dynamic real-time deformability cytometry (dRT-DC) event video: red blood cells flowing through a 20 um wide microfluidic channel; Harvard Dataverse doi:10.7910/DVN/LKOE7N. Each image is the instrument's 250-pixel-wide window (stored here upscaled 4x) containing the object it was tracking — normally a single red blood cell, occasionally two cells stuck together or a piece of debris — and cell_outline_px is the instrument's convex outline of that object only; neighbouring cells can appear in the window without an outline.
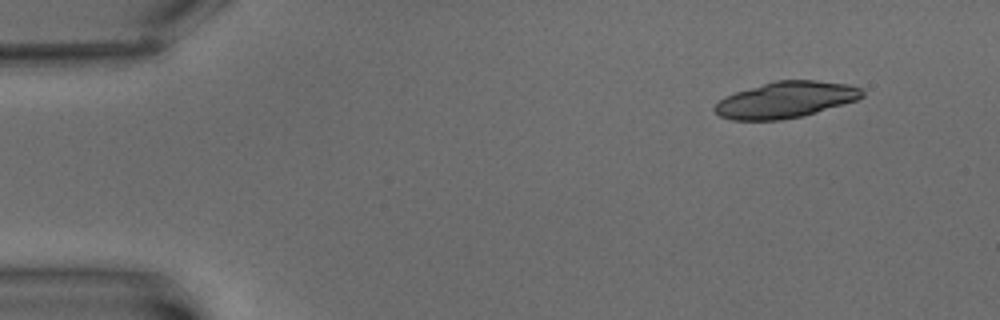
{"species": "common noctule bat (a hibernating species)", "species_latin": "Nyctalus noctula", "temperature_condition": "warm", "stored_images_in_passage": 5, "camera_frame_rate_fps": 3000, "um_per_image_px": 0.085, "animal": {"sex": "male", "body_mass_g": 15.6}, "frame": {"image": 1, "passage_image": 1, "time_ms": 0.0, "image_size_px": [1000, 320], "cell_outline_px": [[864, 96], [856, 100], [804, 116], [780, 120], [732, 120], [720, 116], [712, 108], [724, 96], [736, 92], [776, 80], [816, 80], [848, 84], [860, 88], [864, 92]], "centroid_in_image_um": [66.78, 8.48], "position_along_channel_um": 18.2, "area_um2": 31.04}}